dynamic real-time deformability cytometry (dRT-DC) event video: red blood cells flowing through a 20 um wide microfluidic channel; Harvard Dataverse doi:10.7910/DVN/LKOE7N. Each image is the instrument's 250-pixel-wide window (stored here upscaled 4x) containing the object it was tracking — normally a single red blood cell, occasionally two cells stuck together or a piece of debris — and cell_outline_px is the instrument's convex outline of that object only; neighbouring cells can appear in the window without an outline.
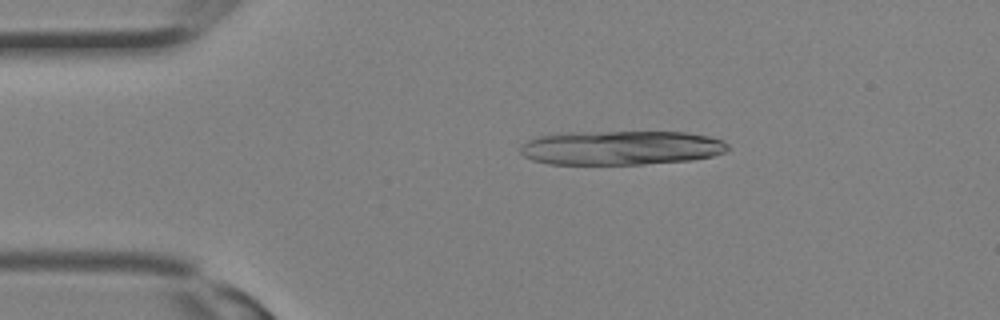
{"species": "Egyptian fruit bat (a non-hibernating species)", "species_latin": "Rousettus aegyptiacus", "temperature_condition": "room temperature", "stored_images_in_passage": 17, "camera_frame_rate_fps": 3000, "um_per_image_px": 0.085, "animal": {"sex": "female"}, "frame": {"image": 1, "passage_image": 6, "time_ms": 1.667, "image_size_px": [1000, 320], "cell_outline_px": [[728, 152], [712, 156], [692, 160], [644, 164], [548, 164], [532, 160], [524, 156], [520, 152], [520, 144], [528, 140], [540, 136], [560, 132], [688, 132], [708, 136], [724, 140], [728, 144]], "centroid_in_image_um": [52.79, 12.56], "position_along_channel_um": 32.2, "area_um2": 41.85}}
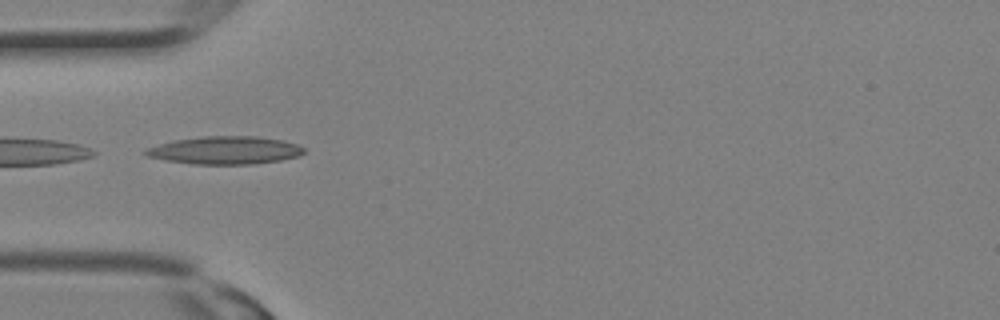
{"frame": {"image": 2, "passage_image": 10, "time_ms": 3.0, "image_size_px": [1000, 320], "cell_outline_px": [[304, 152], [300, 156], [280, 160], [252, 164], [192, 164], [164, 160], [148, 156], [144, 152], [144, 148], [176, 140], [204, 136], [256, 136], [280, 140], [296, 144], [304, 148]], "centroid_in_image_um": [19.12, 12.78], "position_along_channel_um": 65.9, "area_um2": 25.55}}